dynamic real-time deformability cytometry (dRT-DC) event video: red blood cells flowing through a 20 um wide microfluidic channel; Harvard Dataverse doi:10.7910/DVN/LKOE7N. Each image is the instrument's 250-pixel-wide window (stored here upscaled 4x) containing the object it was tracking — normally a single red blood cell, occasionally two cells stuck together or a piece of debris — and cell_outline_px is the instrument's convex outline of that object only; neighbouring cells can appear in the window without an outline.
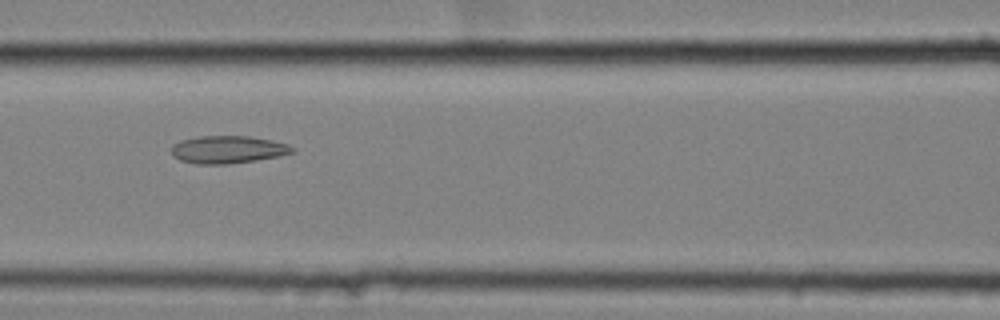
{"species": "common noctule bat (a hibernating species)", "species_latin": "Nyctalus noctula", "temperature_condition": "cold", "stored_images_in_passage": 43, "camera_frame_rate_fps": 3000, "um_per_image_px": 0.085, "animal": {"sex": "female", "body_mass_g": 25.1}, "frame": {"image": 1, "passage_image": 12, "time_ms": 3.667, "image_size_px": [1000, 320], "cell_outline_px": [[296, 152], [280, 156], [256, 160], [228, 164], [196, 164], [180, 160], [172, 156], [172, 144], [180, 140], [200, 136], [252, 136], [272, 140], [288, 144], [296, 148]], "centroid_in_image_um": [19.4, 12.71], "position_along_channel_um": 147.2, "area_um2": 19.71}}
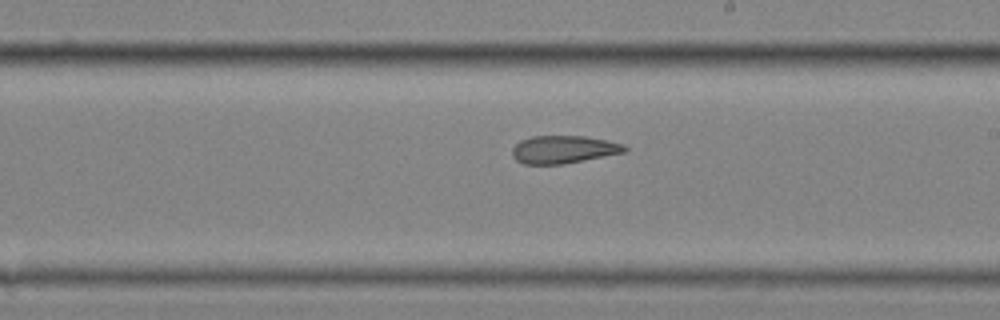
{"frame": {"image": 2, "passage_image": 20, "time_ms": 6.333, "image_size_px": [1000, 320], "cell_outline_px": [[628, 152], [564, 164], [524, 164], [516, 160], [512, 156], [512, 148], [520, 140], [532, 136], [584, 136], [608, 140], [624, 144], [628, 148]], "centroid_in_image_um": [47.93, 12.7], "position_along_channel_um": 241.1, "area_um2": 18.44}}
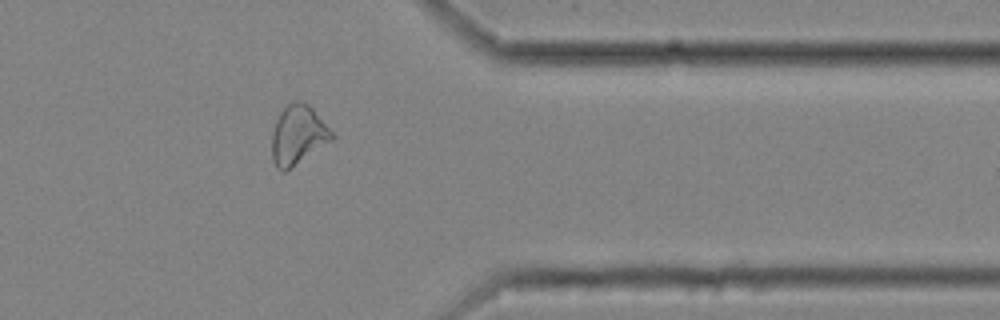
{"frame": {"image": 3, "passage_image": 33, "time_ms": 10.667, "image_size_px": [1000, 320], "cell_outline_px": [[336, 136], [332, 140], [284, 172], [276, 168], [272, 160], [272, 132], [276, 120], [280, 112], [288, 104], [296, 100], [304, 100], [312, 108]], "centroid_in_image_um": [25.31, 11.46], "position_along_channel_um": 386.1, "area_um2": 20.58}, "authors_computed_cell_mechanics": {"area_um2": 19.8832, "velocity_mm_per_s": 3.5231, "shape_relaxation_time_tau1_ms": null, "shape_relaxation_time_tau2_ms": 3.0621, "deformation_change_tau1": null, "deformation_change_tau2": 0.1118}}